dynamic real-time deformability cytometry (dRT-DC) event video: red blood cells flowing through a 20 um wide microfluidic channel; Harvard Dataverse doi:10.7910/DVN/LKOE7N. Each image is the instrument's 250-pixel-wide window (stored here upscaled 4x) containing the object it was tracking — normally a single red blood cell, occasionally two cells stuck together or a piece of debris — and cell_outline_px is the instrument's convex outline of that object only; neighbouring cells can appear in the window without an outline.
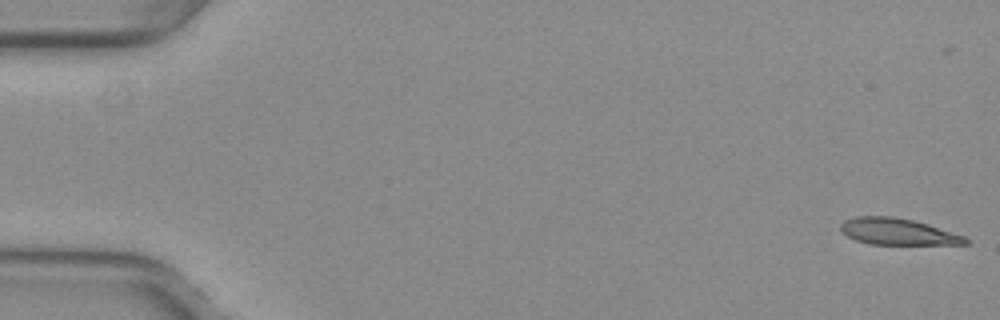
{"species": "common noctule bat (a hibernating species)", "species_latin": "Nyctalus noctula", "temperature_condition": "warm", "stored_images_in_passage": 52, "camera_frame_rate_fps": 3000, "um_per_image_px": 0.085, "animal": {"sex": "female", "body_mass_g": 29.2, "forearm_length_mm": 56.3}, "frame": {"image": 1, "passage_image": 1, "time_ms": 0.0, "image_size_px": [1000, 320], "cell_outline_px": [[968, 244], [868, 244], [856, 240], [840, 232], [840, 224], [844, 220], [856, 216], [892, 216], [912, 220], [928, 224], [964, 236], [968, 240]], "centroid_in_image_um": [76.25, 19.68], "position_along_channel_um": 8.7, "area_um2": 19.19}}
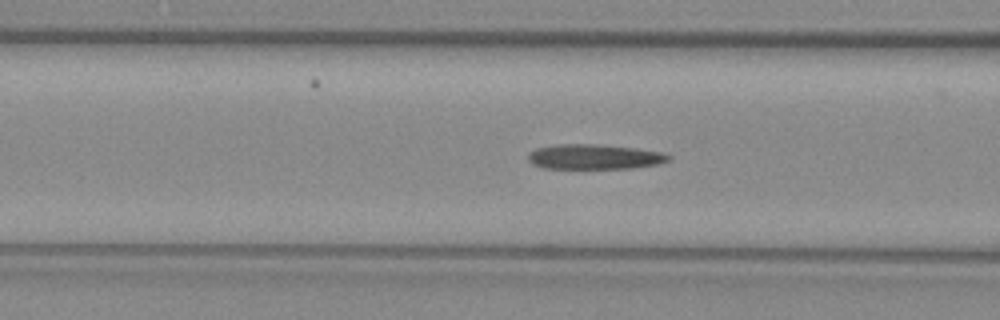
{"frame": {"image": 2, "passage_image": 21, "time_ms": 6.667, "image_size_px": [1000, 320], "cell_outline_px": [[672, 160], [660, 164], [632, 168], [544, 168], [532, 164], [528, 160], [528, 152], [536, 148], [560, 144], [596, 144], [636, 148], [660, 152], [672, 156]], "centroid_in_image_um": [50.54, 13.33], "position_along_channel_um": 116.1, "area_um2": 20.52}}
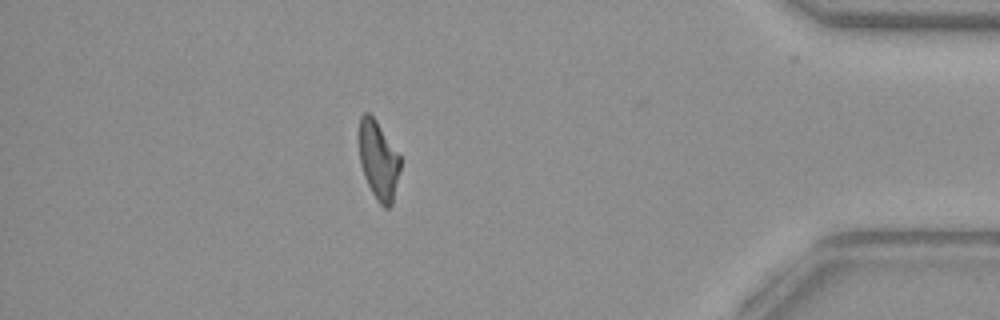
{"frame": {"image": 3, "passage_image": 46, "time_ms": 15.0, "image_size_px": [1000, 320], "cell_outline_px": [[400, 168], [392, 204], [388, 208], [384, 208], [376, 200], [364, 176], [360, 164], [360, 116], [364, 112], [368, 112], [376, 120], [400, 156]], "centroid_in_image_um": [32.17, 13.64], "position_along_channel_um": 403.0, "area_um2": 18.55}, "authors_computed_cell_mechanics": {"area_um2": 20.3456, "velocity_mm_per_s": 3.9763, "shape_relaxation_time_tau1_ms": null, "shape_relaxation_time_tau2_ms": 7.0287, "deformation_change_tau1": null, "deformation_change_tau2": 0.1755}}